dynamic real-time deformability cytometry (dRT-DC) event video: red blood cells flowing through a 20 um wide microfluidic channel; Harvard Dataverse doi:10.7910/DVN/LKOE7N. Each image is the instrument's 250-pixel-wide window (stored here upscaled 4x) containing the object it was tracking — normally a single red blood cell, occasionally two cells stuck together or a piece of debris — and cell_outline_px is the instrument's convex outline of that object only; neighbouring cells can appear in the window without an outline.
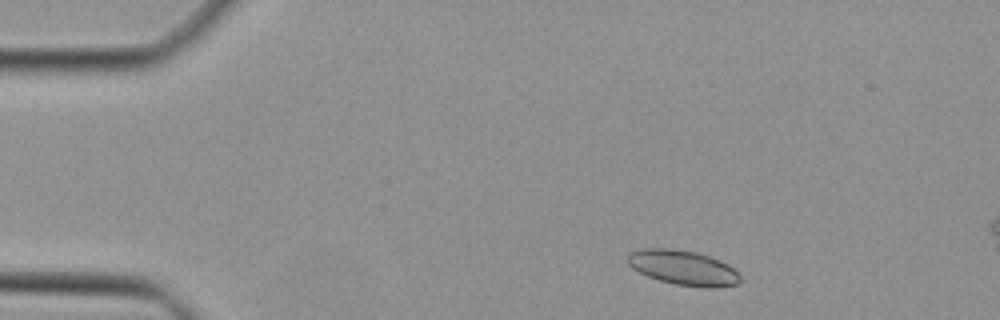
{"species": "Egyptian fruit bat (a non-hibernating species)", "species_latin": "Rousettus aegyptiacus", "temperature_condition": "cold", "stored_images_in_passage": 23, "camera_frame_rate_fps": 3000, "um_per_image_px": 0.085, "animal": {"sex": "female"}, "frame": {"image": 1, "passage_image": 4, "time_ms": 1.0, "image_size_px": [1000, 320], "cell_outline_px": [[740, 280], [736, 284], [712, 288], [704, 288], [676, 284], [660, 280], [648, 276], [632, 268], [628, 264], [628, 252], [640, 248], [672, 248], [696, 252], [720, 260], [728, 264], [740, 276]], "centroid_in_image_um": [58.04, 22.74], "position_along_channel_um": 27.0, "area_um2": 22.77}}
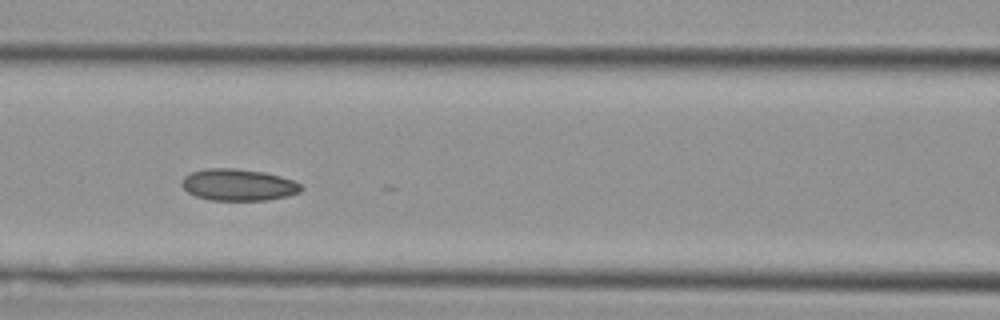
{"frame": {"image": 2, "passage_image": 17, "time_ms": 5.333, "image_size_px": [1000, 320], "cell_outline_px": [[304, 188], [300, 192], [288, 196], [268, 200], [212, 200], [196, 196], [188, 192], [180, 184], [184, 176], [192, 172], [208, 168], [236, 168], [264, 172], [280, 176], [292, 180], [300, 184]], "centroid_in_image_um": [20.27, 15.71], "position_along_channel_um": 146.3, "area_um2": 22.08}}
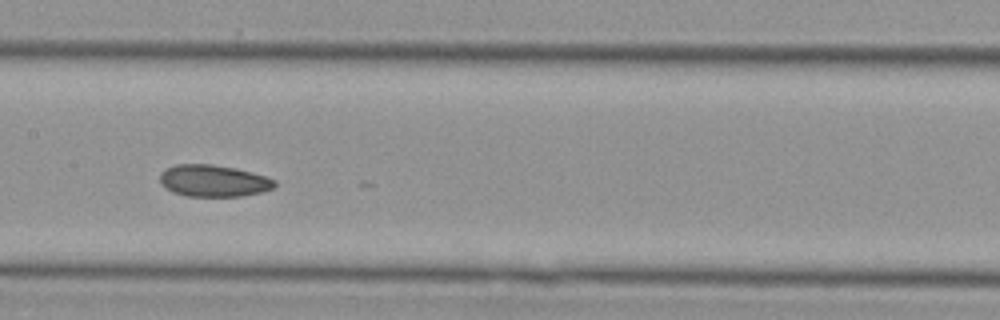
{"frame": {"image": 3, "passage_image": 20, "time_ms": 6.333, "image_size_px": [1000, 320], "cell_outline_px": [[276, 184], [272, 188], [260, 192], [240, 196], [184, 196], [172, 192], [160, 184], [160, 172], [164, 168], [176, 164], [212, 164], [236, 168], [264, 176], [276, 180]], "centroid_in_image_um": [18.08, 15.36], "position_along_channel_um": 189.3, "area_um2": 21.33}}